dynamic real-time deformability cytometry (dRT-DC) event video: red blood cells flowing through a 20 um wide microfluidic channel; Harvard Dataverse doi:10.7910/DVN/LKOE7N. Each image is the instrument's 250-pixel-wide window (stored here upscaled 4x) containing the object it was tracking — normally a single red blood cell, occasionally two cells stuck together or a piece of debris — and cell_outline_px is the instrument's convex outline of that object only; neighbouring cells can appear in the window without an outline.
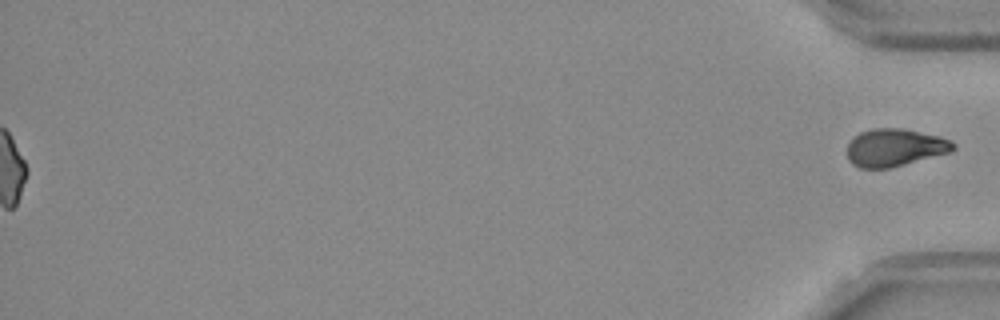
{"species": "Egyptian fruit bat (a non-hibernating species)", "species_latin": "Rousettus aegyptiacus", "temperature_condition": "room temperature", "stored_images_in_passage": 39, "camera_frame_rate_fps": 3000, "um_per_image_px": 0.085, "frame": {"image": 1, "passage_image": 39, "time_ms": 12.667, "image_size_px": [1000, 320], "cell_outline_px": [[956, 148], [952, 152], [888, 168], [860, 168], [852, 164], [848, 160], [848, 144], [860, 132], [872, 128], [900, 128], [940, 136], [952, 140], [956, 144]], "centroid_in_image_um": [76.09, 12.54], "position_along_channel_um": 359.1, "area_um2": 23.24}}